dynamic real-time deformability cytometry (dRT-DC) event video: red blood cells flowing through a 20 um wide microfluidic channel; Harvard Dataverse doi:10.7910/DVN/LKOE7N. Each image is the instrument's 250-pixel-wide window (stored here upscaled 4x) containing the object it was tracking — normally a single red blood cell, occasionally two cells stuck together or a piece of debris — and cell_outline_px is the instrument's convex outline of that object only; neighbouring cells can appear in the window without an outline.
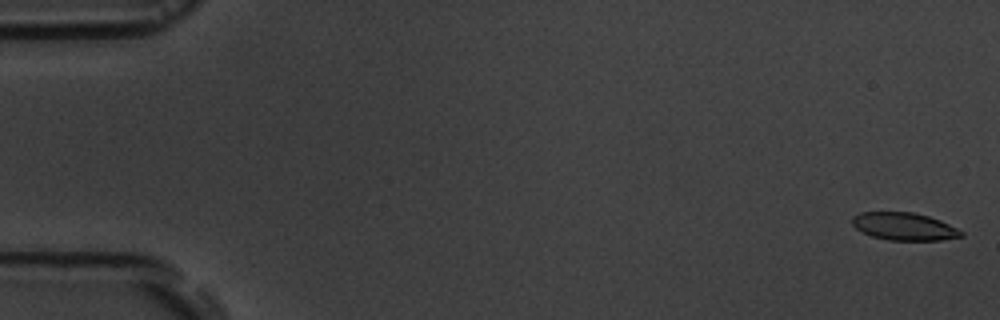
{"species": "common noctule bat (a hibernating species)", "species_latin": "Nyctalus noctula", "temperature_condition": "room temperature", "stored_images_in_passage": 10, "camera_frame_rate_fps": 3000, "um_per_image_px": 0.085, "animal": {"sex": "male", "body_mass_g": 19.5, "forearm_length_mm": 54.6}, "frame": {"image": 1, "passage_image": 1, "time_ms": 0.0, "image_size_px": [1000, 320], "cell_outline_px": [[964, 236], [940, 240], [888, 240], [872, 236], [856, 228], [852, 224], [852, 216], [860, 212], [912, 212], [928, 216], [940, 220], [964, 232]], "centroid_in_image_um": [76.85, 19.24], "position_along_channel_um": 8.2, "area_um2": 17.46}}
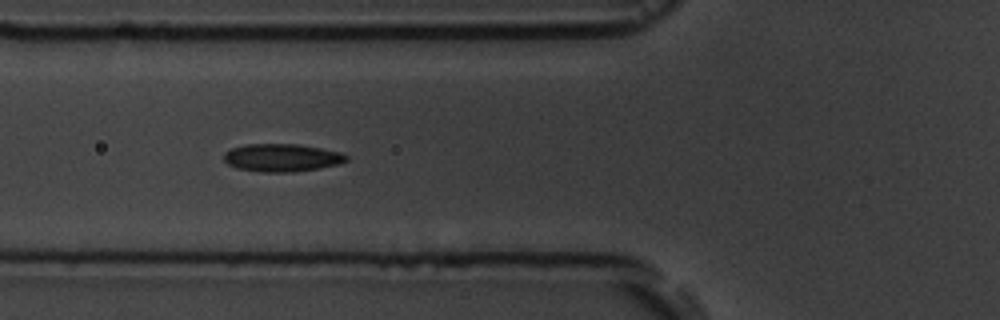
{"frame": {"image": 2, "passage_image": 7, "time_ms": 6.667, "image_size_px": [1000, 320], "cell_outline_px": [[348, 160], [340, 164], [320, 168], [292, 172], [260, 172], [236, 168], [228, 164], [224, 160], [224, 152], [232, 148], [244, 144], [296, 144], [320, 148], [340, 152], [348, 156]], "centroid_in_image_um": [23.95, 13.41], "position_along_channel_um": 101.9, "area_um2": 19.94}}
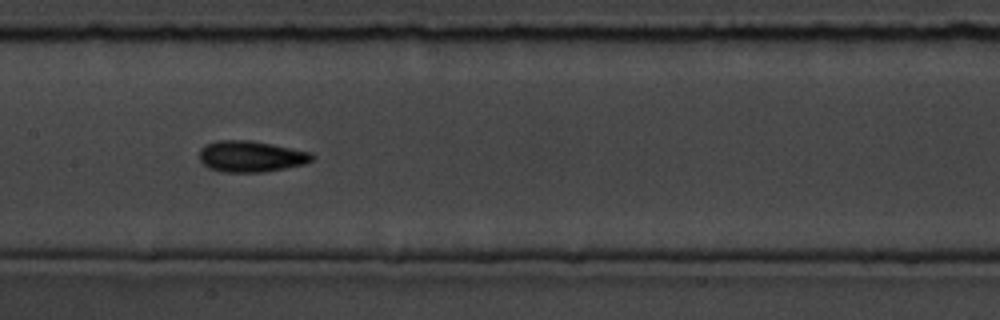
{"frame": {"image": 3, "passage_image": 9, "time_ms": 9.0, "image_size_px": [1000, 320], "cell_outline_px": [[316, 156], [312, 160], [304, 164], [264, 172], [224, 172], [208, 168], [200, 160], [200, 148], [204, 144], [216, 140], [252, 140], [312, 152]], "centroid_in_image_um": [21.33, 13.28], "position_along_channel_um": 186.1, "area_um2": 20.63}}